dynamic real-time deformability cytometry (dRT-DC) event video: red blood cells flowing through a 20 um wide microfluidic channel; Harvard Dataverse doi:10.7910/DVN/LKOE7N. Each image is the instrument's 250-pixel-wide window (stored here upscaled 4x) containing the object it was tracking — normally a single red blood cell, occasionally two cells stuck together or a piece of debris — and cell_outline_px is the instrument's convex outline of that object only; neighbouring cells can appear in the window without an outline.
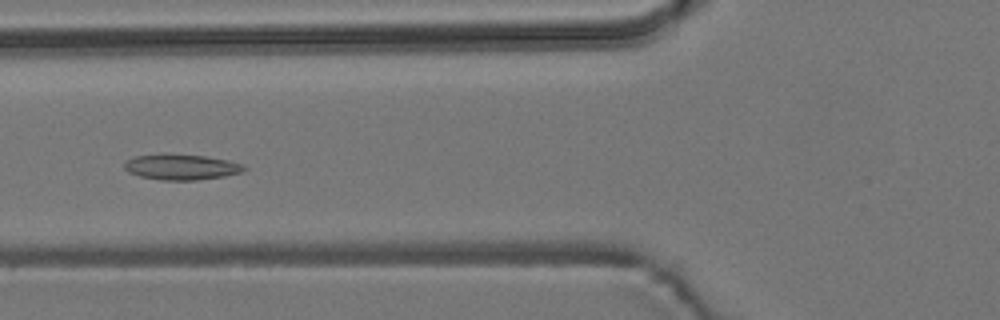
{"species": "common noctule bat (a hibernating species)", "species_latin": "Nyctalus noctula", "temperature_condition": "room temperature", "stored_images_in_passage": 8, "camera_frame_rate_fps": 3000, "um_per_image_px": 0.085, "animal": {"sex": "male", "body_mass_g": 19.2, "forearm_length_mm": 51.8}, "frame": {"image": 1, "passage_image": 6, "time_ms": 6.0, "image_size_px": [1000, 320], "cell_outline_px": [[248, 168], [240, 172], [224, 176], [196, 180], [160, 180], [140, 176], [128, 172], [124, 168], [124, 164], [128, 160], [136, 156], [160, 152], [164, 152], [204, 156], [228, 160], [244, 164]], "centroid_in_image_um": [15.39, 14.17], "position_along_channel_um": 110.4, "area_um2": 18.15}}
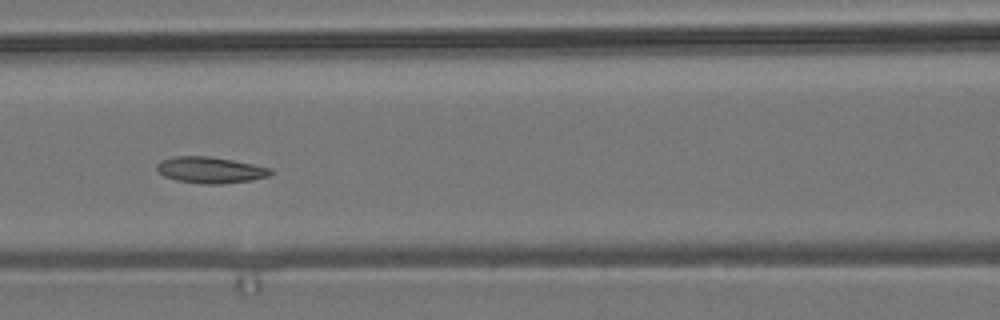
{"frame": {"image": 2, "passage_image": 7, "time_ms": 7.0, "image_size_px": [1000, 320], "cell_outline_px": [[272, 172], [268, 176], [252, 180], [220, 184], [204, 184], [176, 180], [164, 176], [156, 168], [156, 164], [160, 160], [172, 156], [208, 156], [232, 160], [272, 168]], "centroid_in_image_um": [17.85, 14.44], "position_along_channel_um": 148.7, "area_um2": 17.4}}
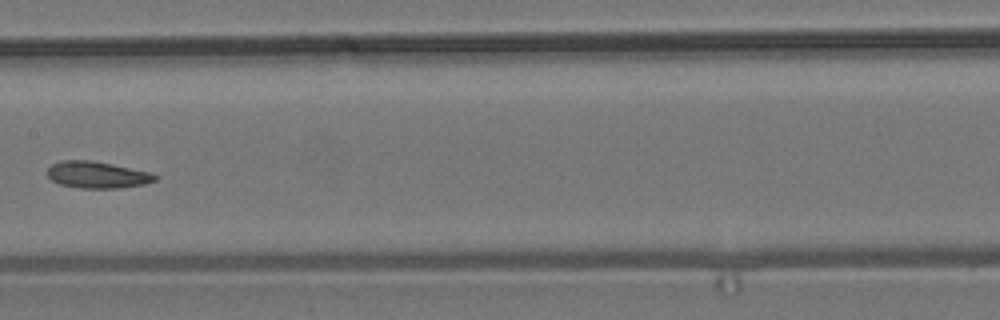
{"frame": {"image": 3, "passage_image": 8, "time_ms": 8.333, "image_size_px": [1000, 320], "cell_outline_px": [[160, 176], [156, 180], [144, 184], [120, 188], [80, 188], [60, 184], [52, 180], [48, 176], [48, 168], [52, 164], [60, 160], [88, 160], [112, 164], [152, 172]], "centroid_in_image_um": [8.3, 14.86], "position_along_channel_um": 199.1, "area_um2": 16.82}}